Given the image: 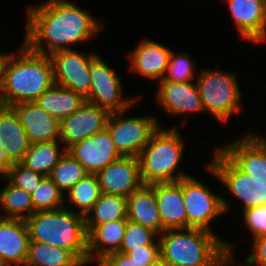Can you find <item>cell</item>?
<instances>
[{"label":"cell","mask_w":266,"mask_h":266,"mask_svg":"<svg viewBox=\"0 0 266 266\" xmlns=\"http://www.w3.org/2000/svg\"><path fill=\"white\" fill-rule=\"evenodd\" d=\"M102 26L88 13L66 0H48L28 10L24 43L34 52L50 55L71 44L82 43L97 34ZM43 41L47 46L44 50Z\"/></svg>","instance_id":"cell-1"},{"label":"cell","mask_w":266,"mask_h":266,"mask_svg":"<svg viewBox=\"0 0 266 266\" xmlns=\"http://www.w3.org/2000/svg\"><path fill=\"white\" fill-rule=\"evenodd\" d=\"M158 241L160 258L170 266H227L234 262L232 244L205 229H168Z\"/></svg>","instance_id":"cell-2"},{"label":"cell","mask_w":266,"mask_h":266,"mask_svg":"<svg viewBox=\"0 0 266 266\" xmlns=\"http://www.w3.org/2000/svg\"><path fill=\"white\" fill-rule=\"evenodd\" d=\"M20 55L9 54L3 67L0 105L35 102L54 83L49 55L32 51L25 43Z\"/></svg>","instance_id":"cell-3"},{"label":"cell","mask_w":266,"mask_h":266,"mask_svg":"<svg viewBox=\"0 0 266 266\" xmlns=\"http://www.w3.org/2000/svg\"><path fill=\"white\" fill-rule=\"evenodd\" d=\"M25 221L30 241L66 249L83 264L88 263V233L84 215L62 207L37 211Z\"/></svg>","instance_id":"cell-4"},{"label":"cell","mask_w":266,"mask_h":266,"mask_svg":"<svg viewBox=\"0 0 266 266\" xmlns=\"http://www.w3.org/2000/svg\"><path fill=\"white\" fill-rule=\"evenodd\" d=\"M178 129L159 127L148 144L138 154L140 176L143 185L177 182L188 174L176 173L181 160L184 142Z\"/></svg>","instance_id":"cell-5"},{"label":"cell","mask_w":266,"mask_h":266,"mask_svg":"<svg viewBox=\"0 0 266 266\" xmlns=\"http://www.w3.org/2000/svg\"><path fill=\"white\" fill-rule=\"evenodd\" d=\"M204 111L227 123L234 112H239L241 94L234 74L221 70H201L196 80Z\"/></svg>","instance_id":"cell-6"},{"label":"cell","mask_w":266,"mask_h":266,"mask_svg":"<svg viewBox=\"0 0 266 266\" xmlns=\"http://www.w3.org/2000/svg\"><path fill=\"white\" fill-rule=\"evenodd\" d=\"M123 113L125 111L110 113L105 129L122 157H137L159 125L154 117L124 118Z\"/></svg>","instance_id":"cell-7"},{"label":"cell","mask_w":266,"mask_h":266,"mask_svg":"<svg viewBox=\"0 0 266 266\" xmlns=\"http://www.w3.org/2000/svg\"><path fill=\"white\" fill-rule=\"evenodd\" d=\"M213 162L207 166L228 190L243 204V210L263 206L266 203V187L242 172L219 148Z\"/></svg>","instance_id":"cell-8"},{"label":"cell","mask_w":266,"mask_h":266,"mask_svg":"<svg viewBox=\"0 0 266 266\" xmlns=\"http://www.w3.org/2000/svg\"><path fill=\"white\" fill-rule=\"evenodd\" d=\"M90 80V90L85 101L106 109L109 113L126 111L141 98H121L122 84L118 75L99 55L91 62Z\"/></svg>","instance_id":"cell-9"},{"label":"cell","mask_w":266,"mask_h":266,"mask_svg":"<svg viewBox=\"0 0 266 266\" xmlns=\"http://www.w3.org/2000/svg\"><path fill=\"white\" fill-rule=\"evenodd\" d=\"M182 193L187 213V228L211 231L213 218L229 210L225 198L216 196L202 182L191 176L182 179Z\"/></svg>","instance_id":"cell-10"},{"label":"cell","mask_w":266,"mask_h":266,"mask_svg":"<svg viewBox=\"0 0 266 266\" xmlns=\"http://www.w3.org/2000/svg\"><path fill=\"white\" fill-rule=\"evenodd\" d=\"M49 56L53 65L54 83L85 98L91 84L90 65L98 55H83L71 48L54 51Z\"/></svg>","instance_id":"cell-11"},{"label":"cell","mask_w":266,"mask_h":266,"mask_svg":"<svg viewBox=\"0 0 266 266\" xmlns=\"http://www.w3.org/2000/svg\"><path fill=\"white\" fill-rule=\"evenodd\" d=\"M219 149L242 172L266 187V139L249 134Z\"/></svg>","instance_id":"cell-12"},{"label":"cell","mask_w":266,"mask_h":266,"mask_svg":"<svg viewBox=\"0 0 266 266\" xmlns=\"http://www.w3.org/2000/svg\"><path fill=\"white\" fill-rule=\"evenodd\" d=\"M66 152L76 159L89 174H96L122 157L106 129L72 144Z\"/></svg>","instance_id":"cell-13"},{"label":"cell","mask_w":266,"mask_h":266,"mask_svg":"<svg viewBox=\"0 0 266 266\" xmlns=\"http://www.w3.org/2000/svg\"><path fill=\"white\" fill-rule=\"evenodd\" d=\"M109 114L106 109L85 102L77 111L61 120L60 142L65 144L63 149L103 131Z\"/></svg>","instance_id":"cell-14"},{"label":"cell","mask_w":266,"mask_h":266,"mask_svg":"<svg viewBox=\"0 0 266 266\" xmlns=\"http://www.w3.org/2000/svg\"><path fill=\"white\" fill-rule=\"evenodd\" d=\"M102 193L128 197L143 183L137 157H121L96 173Z\"/></svg>","instance_id":"cell-15"},{"label":"cell","mask_w":266,"mask_h":266,"mask_svg":"<svg viewBox=\"0 0 266 266\" xmlns=\"http://www.w3.org/2000/svg\"><path fill=\"white\" fill-rule=\"evenodd\" d=\"M25 128L30 144L36 142H60L61 121L45 112L35 102H23L11 106Z\"/></svg>","instance_id":"cell-16"},{"label":"cell","mask_w":266,"mask_h":266,"mask_svg":"<svg viewBox=\"0 0 266 266\" xmlns=\"http://www.w3.org/2000/svg\"><path fill=\"white\" fill-rule=\"evenodd\" d=\"M29 231L25 220L0 217V263L25 265L29 250Z\"/></svg>","instance_id":"cell-17"},{"label":"cell","mask_w":266,"mask_h":266,"mask_svg":"<svg viewBox=\"0 0 266 266\" xmlns=\"http://www.w3.org/2000/svg\"><path fill=\"white\" fill-rule=\"evenodd\" d=\"M238 31L252 43L266 41V0H226Z\"/></svg>","instance_id":"cell-18"},{"label":"cell","mask_w":266,"mask_h":266,"mask_svg":"<svg viewBox=\"0 0 266 266\" xmlns=\"http://www.w3.org/2000/svg\"><path fill=\"white\" fill-rule=\"evenodd\" d=\"M157 101L170 115L204 111L200 92L189 82L159 81Z\"/></svg>","instance_id":"cell-19"},{"label":"cell","mask_w":266,"mask_h":266,"mask_svg":"<svg viewBox=\"0 0 266 266\" xmlns=\"http://www.w3.org/2000/svg\"><path fill=\"white\" fill-rule=\"evenodd\" d=\"M157 207L162 222V233L168 229L187 228V213L182 193V179L172 183H156Z\"/></svg>","instance_id":"cell-20"},{"label":"cell","mask_w":266,"mask_h":266,"mask_svg":"<svg viewBox=\"0 0 266 266\" xmlns=\"http://www.w3.org/2000/svg\"><path fill=\"white\" fill-rule=\"evenodd\" d=\"M171 51L151 40H143L130 55V69L149 79H161L166 73Z\"/></svg>","instance_id":"cell-21"},{"label":"cell","mask_w":266,"mask_h":266,"mask_svg":"<svg viewBox=\"0 0 266 266\" xmlns=\"http://www.w3.org/2000/svg\"><path fill=\"white\" fill-rule=\"evenodd\" d=\"M0 146L13 164L23 160L30 146L26 130L11 106L0 105Z\"/></svg>","instance_id":"cell-22"},{"label":"cell","mask_w":266,"mask_h":266,"mask_svg":"<svg viewBox=\"0 0 266 266\" xmlns=\"http://www.w3.org/2000/svg\"><path fill=\"white\" fill-rule=\"evenodd\" d=\"M127 219L162 234V222L157 207L155 189L142 185L127 197Z\"/></svg>","instance_id":"cell-23"},{"label":"cell","mask_w":266,"mask_h":266,"mask_svg":"<svg viewBox=\"0 0 266 266\" xmlns=\"http://www.w3.org/2000/svg\"><path fill=\"white\" fill-rule=\"evenodd\" d=\"M128 220H116L95 226L88 233V262H98L111 253L118 252L123 242Z\"/></svg>","instance_id":"cell-24"},{"label":"cell","mask_w":266,"mask_h":266,"mask_svg":"<svg viewBox=\"0 0 266 266\" xmlns=\"http://www.w3.org/2000/svg\"><path fill=\"white\" fill-rule=\"evenodd\" d=\"M85 102L81 94L57 84H53L35 101L45 112L60 121L77 111Z\"/></svg>","instance_id":"cell-25"},{"label":"cell","mask_w":266,"mask_h":266,"mask_svg":"<svg viewBox=\"0 0 266 266\" xmlns=\"http://www.w3.org/2000/svg\"><path fill=\"white\" fill-rule=\"evenodd\" d=\"M127 208L126 197L102 193L93 208L85 216L87 233L98 225H104L116 220H128ZM92 212L94 215L92 214L91 216Z\"/></svg>","instance_id":"cell-26"},{"label":"cell","mask_w":266,"mask_h":266,"mask_svg":"<svg viewBox=\"0 0 266 266\" xmlns=\"http://www.w3.org/2000/svg\"><path fill=\"white\" fill-rule=\"evenodd\" d=\"M84 264L66 249L37 241H29L25 266H83Z\"/></svg>","instance_id":"cell-27"},{"label":"cell","mask_w":266,"mask_h":266,"mask_svg":"<svg viewBox=\"0 0 266 266\" xmlns=\"http://www.w3.org/2000/svg\"><path fill=\"white\" fill-rule=\"evenodd\" d=\"M59 150L57 141L32 143L20 163L26 168L48 177L66 152V149L62 153Z\"/></svg>","instance_id":"cell-28"},{"label":"cell","mask_w":266,"mask_h":266,"mask_svg":"<svg viewBox=\"0 0 266 266\" xmlns=\"http://www.w3.org/2000/svg\"><path fill=\"white\" fill-rule=\"evenodd\" d=\"M0 204L7 213L2 218L26 220L35 213L31 194L10 183L0 192Z\"/></svg>","instance_id":"cell-29"},{"label":"cell","mask_w":266,"mask_h":266,"mask_svg":"<svg viewBox=\"0 0 266 266\" xmlns=\"http://www.w3.org/2000/svg\"><path fill=\"white\" fill-rule=\"evenodd\" d=\"M102 194L96 174H87L68 192L69 203L79 208L86 216Z\"/></svg>","instance_id":"cell-30"},{"label":"cell","mask_w":266,"mask_h":266,"mask_svg":"<svg viewBox=\"0 0 266 266\" xmlns=\"http://www.w3.org/2000/svg\"><path fill=\"white\" fill-rule=\"evenodd\" d=\"M89 174L85 168L67 152L60 158L48 177L63 191L69 190Z\"/></svg>","instance_id":"cell-31"},{"label":"cell","mask_w":266,"mask_h":266,"mask_svg":"<svg viewBox=\"0 0 266 266\" xmlns=\"http://www.w3.org/2000/svg\"><path fill=\"white\" fill-rule=\"evenodd\" d=\"M31 196L35 212L56 210L64 207V193L60 191L49 177H45L42 180Z\"/></svg>","instance_id":"cell-32"},{"label":"cell","mask_w":266,"mask_h":266,"mask_svg":"<svg viewBox=\"0 0 266 266\" xmlns=\"http://www.w3.org/2000/svg\"><path fill=\"white\" fill-rule=\"evenodd\" d=\"M155 238H158V235L154 231L128 220L123 242L118 252L127 254L133 249H143L144 246L152 245Z\"/></svg>","instance_id":"cell-33"},{"label":"cell","mask_w":266,"mask_h":266,"mask_svg":"<svg viewBox=\"0 0 266 266\" xmlns=\"http://www.w3.org/2000/svg\"><path fill=\"white\" fill-rule=\"evenodd\" d=\"M6 177V178H5ZM4 179L20 189H23L29 194H33L39 187L45 176L35 172L32 169L26 168L21 163H14L8 172L3 176Z\"/></svg>","instance_id":"cell-34"},{"label":"cell","mask_w":266,"mask_h":266,"mask_svg":"<svg viewBox=\"0 0 266 266\" xmlns=\"http://www.w3.org/2000/svg\"><path fill=\"white\" fill-rule=\"evenodd\" d=\"M171 51L169 64L161 81L189 82L194 80V66L186 53L177 55ZM168 72V73H167Z\"/></svg>","instance_id":"cell-35"},{"label":"cell","mask_w":266,"mask_h":266,"mask_svg":"<svg viewBox=\"0 0 266 266\" xmlns=\"http://www.w3.org/2000/svg\"><path fill=\"white\" fill-rule=\"evenodd\" d=\"M243 214L254 238L266 235V203L260 207L245 209Z\"/></svg>","instance_id":"cell-36"},{"label":"cell","mask_w":266,"mask_h":266,"mask_svg":"<svg viewBox=\"0 0 266 266\" xmlns=\"http://www.w3.org/2000/svg\"><path fill=\"white\" fill-rule=\"evenodd\" d=\"M157 241V242H156ZM131 261H134L138 266H151L160 258V246L158 238L150 246H144L143 249H133L126 254Z\"/></svg>","instance_id":"cell-37"},{"label":"cell","mask_w":266,"mask_h":266,"mask_svg":"<svg viewBox=\"0 0 266 266\" xmlns=\"http://www.w3.org/2000/svg\"><path fill=\"white\" fill-rule=\"evenodd\" d=\"M253 253L246 259L248 266H266V235L253 238Z\"/></svg>","instance_id":"cell-38"},{"label":"cell","mask_w":266,"mask_h":266,"mask_svg":"<svg viewBox=\"0 0 266 266\" xmlns=\"http://www.w3.org/2000/svg\"><path fill=\"white\" fill-rule=\"evenodd\" d=\"M99 266H138L134 261L123 253L115 252L107 255L98 262Z\"/></svg>","instance_id":"cell-39"},{"label":"cell","mask_w":266,"mask_h":266,"mask_svg":"<svg viewBox=\"0 0 266 266\" xmlns=\"http://www.w3.org/2000/svg\"><path fill=\"white\" fill-rule=\"evenodd\" d=\"M13 163L8 159L6 153L0 146V176H4Z\"/></svg>","instance_id":"cell-40"},{"label":"cell","mask_w":266,"mask_h":266,"mask_svg":"<svg viewBox=\"0 0 266 266\" xmlns=\"http://www.w3.org/2000/svg\"><path fill=\"white\" fill-rule=\"evenodd\" d=\"M8 56L9 54L5 55V54L0 53V87L2 84V80H3V67H4L5 61Z\"/></svg>","instance_id":"cell-41"},{"label":"cell","mask_w":266,"mask_h":266,"mask_svg":"<svg viewBox=\"0 0 266 266\" xmlns=\"http://www.w3.org/2000/svg\"><path fill=\"white\" fill-rule=\"evenodd\" d=\"M151 266H170L166 261L159 258L156 262H154Z\"/></svg>","instance_id":"cell-42"}]
</instances>
